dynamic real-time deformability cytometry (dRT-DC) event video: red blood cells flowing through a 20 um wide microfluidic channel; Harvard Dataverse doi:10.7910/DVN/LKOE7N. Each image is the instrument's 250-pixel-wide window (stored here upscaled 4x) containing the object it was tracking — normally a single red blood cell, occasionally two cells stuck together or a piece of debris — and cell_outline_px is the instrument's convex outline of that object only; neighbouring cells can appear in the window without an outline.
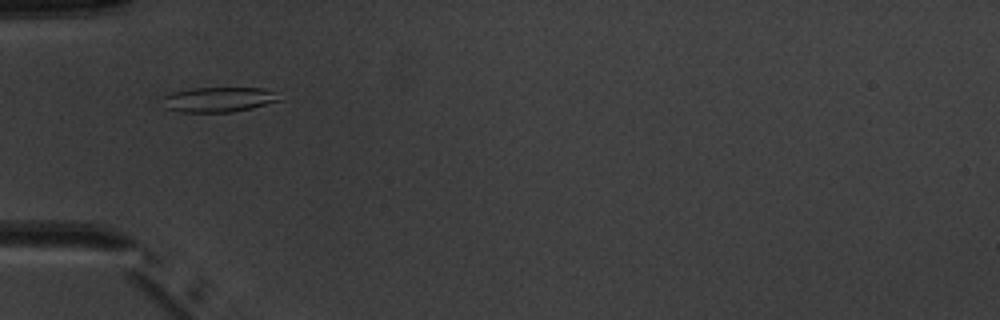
{"species": "common noctule bat (a hibernating species)", "species_latin": "Nyctalus noctula", "temperature_condition": "warm", "stored_images_in_passage": 2, "camera_frame_rate_fps": 3000, "um_per_image_px": 0.085, "animal": {"sex": "male", "body_mass_g": 20.1, "forearm_length_mm": 53.5}, "frame": {"image": 1, "passage_image": 1, "time_ms": 0.0, "image_size_px": [1000, 320], "cell_outline_px": [[284, 100], [252, 108], [232, 112], [180, 112], [168, 108], [160, 96], [172, 92], [192, 88], [260, 88], [272, 92]], "centroid_in_image_um": [18.57, 8.46], "position_along_channel_um": 66.4, "area_um2": 16.94}}